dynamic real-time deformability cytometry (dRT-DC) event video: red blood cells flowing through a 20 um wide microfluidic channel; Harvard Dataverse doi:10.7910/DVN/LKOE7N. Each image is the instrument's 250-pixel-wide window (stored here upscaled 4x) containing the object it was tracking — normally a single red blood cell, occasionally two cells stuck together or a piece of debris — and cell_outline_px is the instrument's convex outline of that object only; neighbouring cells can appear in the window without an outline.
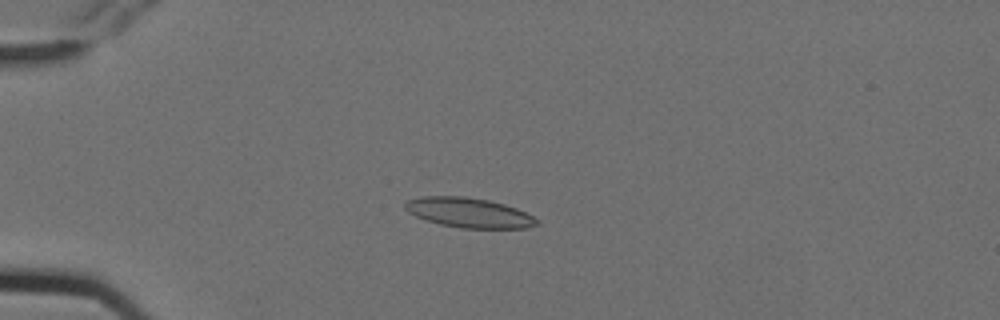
{"species": "Egyptian fruit bat (a non-hibernating species)", "species_latin": "Rousettus aegyptiacus", "temperature_condition": "cold", "stored_images_in_passage": 9, "camera_frame_rate_fps": 3000, "um_per_image_px": 0.085, "animal": {"sex": "female"}, "frame": {"image": 1, "passage_image": 4, "time_ms": 1.0, "image_size_px": [1000, 320], "cell_outline_px": [[540, 224], [524, 228], [460, 228], [440, 224], [416, 216], [408, 212], [404, 208], [404, 204], [408, 200], [420, 196], [464, 196], [488, 200], [504, 204], [516, 208], [540, 220]], "centroid_in_image_um": [39.86, 18.07], "position_along_channel_um": 45.1, "area_um2": 22.83}}
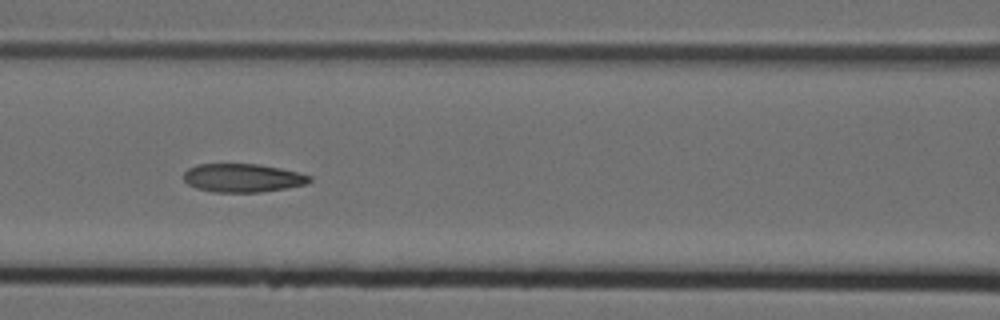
{"frame": {"image": 2, "passage_image": 7, "time_ms": 2.0, "image_size_px": [1000, 320], "cell_outline_px": [[312, 180], [308, 184], [260, 192], [212, 192], [196, 188], [188, 184], [184, 180], [184, 172], [188, 168], [200, 164], [260, 164], [300, 172], [312, 176]], "centroid_in_image_um": [20.65, 15.12], "position_along_channel_um": 145.9, "area_um2": 20.98}}
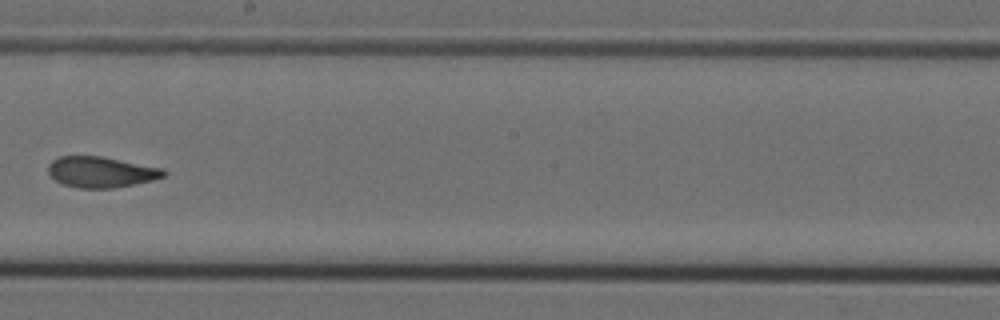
{"frame": {"image": 3, "passage_image": 9, "time_ms": 2.667, "image_size_px": [1000, 320], "cell_outline_px": [[168, 172], [164, 176], [152, 180], [112, 188], [80, 188], [64, 184], [56, 180], [48, 172], [48, 164], [52, 160], [60, 156], [100, 156], [164, 168]], "centroid_in_image_um": [8.6, 14.61], "position_along_channel_um": 239.6, "area_um2": 20.58}}